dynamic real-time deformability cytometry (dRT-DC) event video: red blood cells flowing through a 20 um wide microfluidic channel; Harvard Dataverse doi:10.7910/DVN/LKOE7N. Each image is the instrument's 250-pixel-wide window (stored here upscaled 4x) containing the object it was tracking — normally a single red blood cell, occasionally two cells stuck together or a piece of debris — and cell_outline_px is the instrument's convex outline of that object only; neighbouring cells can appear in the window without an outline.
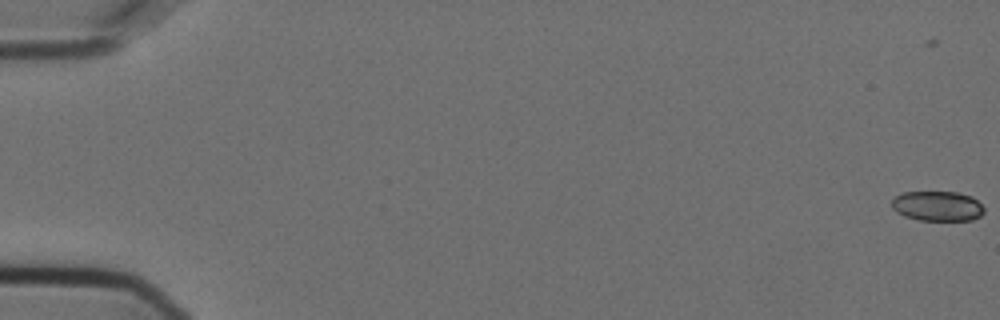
{"species": "Egyptian fruit bat (a non-hibernating species)", "species_latin": "Rousettus aegyptiacus", "temperature_condition": "cold", "stored_images_in_passage": 10, "camera_frame_rate_fps": 3000, "um_per_image_px": 0.085, "animal": {"sex": "female"}, "frame": {"image": 1, "passage_image": 1, "time_ms": 0.0, "image_size_px": [1000, 320], "cell_outline_px": [[984, 212], [980, 216], [972, 220], [920, 220], [904, 216], [896, 212], [892, 208], [892, 200], [896, 196], [904, 192], [956, 192], [972, 196], [984, 208]], "centroid_in_image_um": [79.68, 17.51], "position_along_channel_um": 5.3, "area_um2": 16.07}}